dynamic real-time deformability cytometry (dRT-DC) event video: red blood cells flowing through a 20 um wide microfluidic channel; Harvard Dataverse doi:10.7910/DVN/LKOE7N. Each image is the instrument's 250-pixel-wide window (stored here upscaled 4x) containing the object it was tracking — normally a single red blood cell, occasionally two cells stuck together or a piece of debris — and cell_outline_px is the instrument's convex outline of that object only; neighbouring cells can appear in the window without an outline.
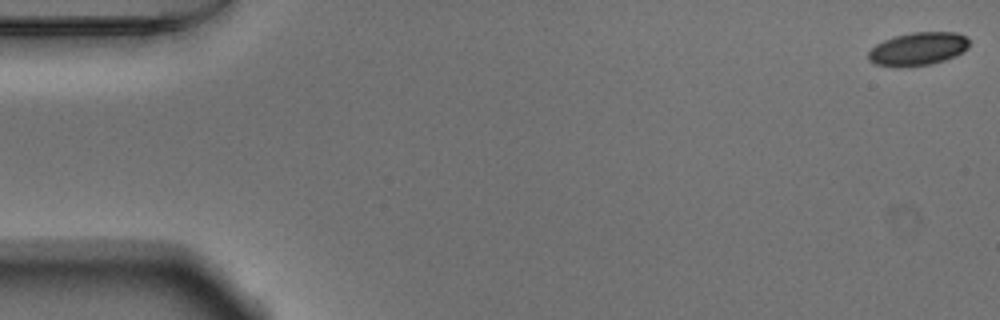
{"species": "Egyptian fruit bat (a non-hibernating species)", "species_latin": "Rousettus aegyptiacus", "temperature_condition": "warm", "stored_images_in_passage": 54, "segment_of_instrument_passage": [1, 2], "camera_frame_rate_fps": 3000, "um_per_image_px": 0.085, "animal": {"sex": "male"}, "frame": {"image": 1, "passage_image": 1, "time_ms": 0.0, "image_size_px": [1000, 320], "cell_outline_px": [[968, 48], [956, 56], [932, 64], [900, 68], [896, 68], [872, 64], [868, 60], [868, 52], [876, 44], [884, 40], [896, 36], [912, 32], [956, 32], [964, 36], [968, 40]], "centroid_in_image_um": [77.99, 4.18], "position_along_channel_um": 7.0, "area_um2": 19.71}}
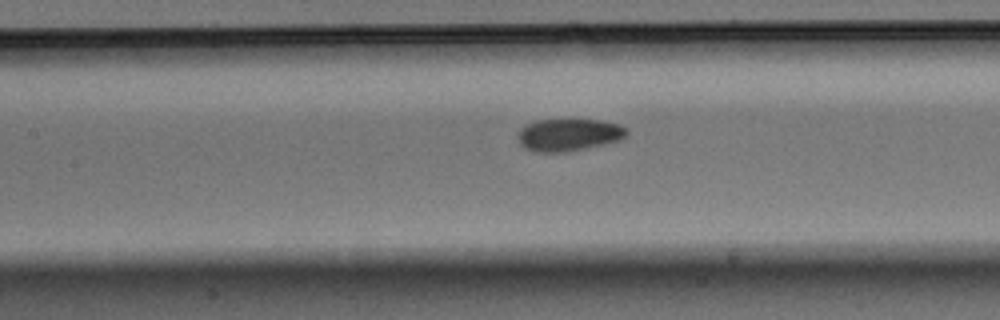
{"frame": {"image": 2, "passage_image": 24, "time_ms": 7.667, "image_size_px": [1000, 320], "cell_outline_px": [[628, 132], [620, 140], [604, 144], [564, 152], [536, 152], [524, 148], [520, 144], [516, 136], [516, 132], [524, 124], [536, 120], [600, 120], [620, 124], [628, 128]], "centroid_in_image_um": [48.29, 11.45], "position_along_channel_um": 159.1, "area_um2": 20.69}}
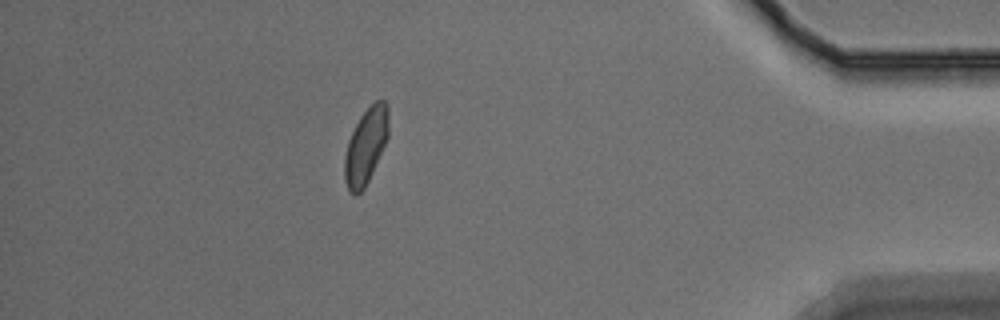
{"frame": {"image": 3, "passage_image": 47, "time_ms": 15.333, "image_size_px": [1000, 320], "cell_outline_px": [[388, 136], [372, 172], [364, 188], [356, 196], [352, 196], [348, 192], [344, 180], [344, 156], [348, 140], [360, 116], [376, 100], [384, 100], [388, 104]], "centroid_in_image_um": [31.07, 12.44], "position_along_channel_um": 404.1, "area_um2": 19.36}}